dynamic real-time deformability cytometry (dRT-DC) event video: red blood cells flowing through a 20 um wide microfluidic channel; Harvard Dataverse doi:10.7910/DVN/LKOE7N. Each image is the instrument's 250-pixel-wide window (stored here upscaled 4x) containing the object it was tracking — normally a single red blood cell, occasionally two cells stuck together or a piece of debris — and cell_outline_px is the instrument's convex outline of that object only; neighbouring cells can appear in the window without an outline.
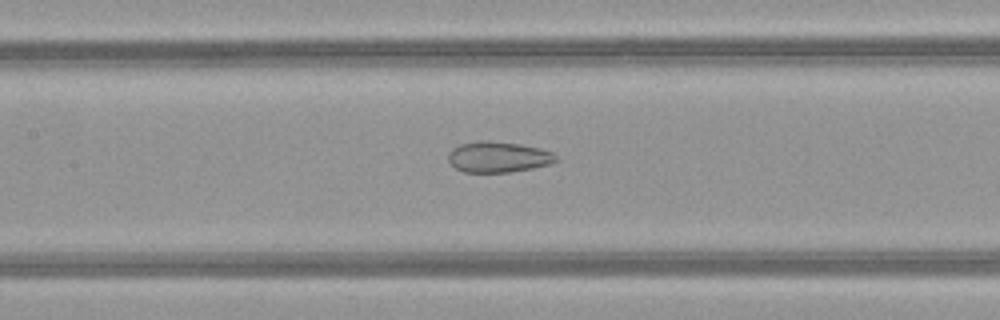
{"species": "common noctule bat (a hibernating species)", "species_latin": "Nyctalus noctula", "temperature_condition": "warm", "stored_images_in_passage": 51, "camera_frame_rate_fps": 3000, "um_per_image_px": 0.085, "animal": {"sex": "female", "body_mass_g": 21.9}, "frame": {"image": 1, "passage_image": 24, "time_ms": 7.667, "image_size_px": [1000, 320], "cell_outline_px": [[556, 160], [548, 164], [532, 168], [508, 172], [464, 172], [456, 168], [448, 160], [448, 152], [452, 148], [460, 144], [480, 140], [488, 140], [520, 144], [540, 148], [552, 152], [556, 156]], "centroid_in_image_um": [42.31, 13.33], "position_along_channel_um": 165.1, "area_um2": 19.25}}
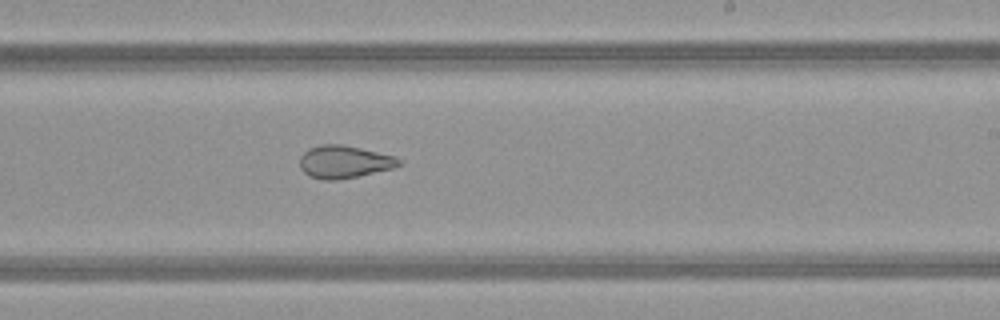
{"frame": {"image": 2, "passage_image": 31, "time_ms": 10.0, "image_size_px": [1000, 320], "cell_outline_px": [[404, 164], [392, 168], [356, 176], [336, 180], [324, 180], [308, 176], [300, 168], [300, 156], [308, 148], [320, 144], [340, 144], [360, 148], [396, 156], [404, 160]], "centroid_in_image_um": [29.26, 13.75], "position_along_channel_um": 259.7, "area_um2": 18.96}}
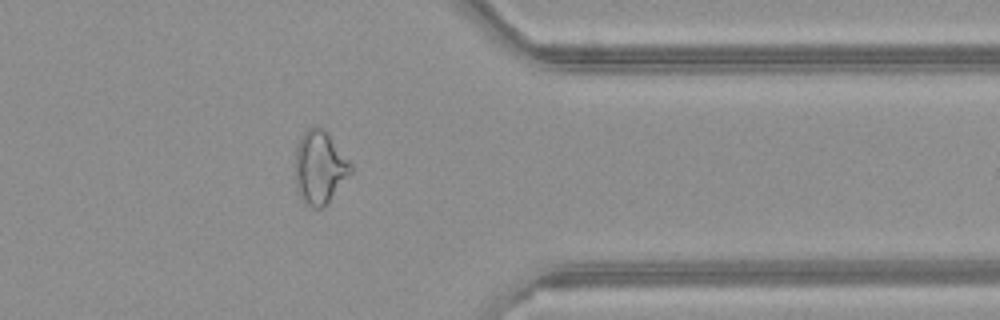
{"frame": {"image": 3, "passage_image": 41, "time_ms": 13.333, "image_size_px": [1000, 320], "cell_outline_px": [[352, 172], [328, 204], [320, 208], [312, 208], [300, 200], [296, 188], [296, 148], [300, 136], [308, 128], [324, 128], [328, 132], [352, 164]], "centroid_in_image_um": [27.18, 14.26], "position_along_channel_um": 384.2, "area_um2": 23.87}, "authors_computed_cell_mechanics": {"area_um2": 24.7962, "velocity_mm_per_s": 4.0705, "shape_relaxation_time_tau1_ms": null, "shape_relaxation_time_tau2_ms": 2.339, "deformation_change_tau1": null, "deformation_change_tau2": 0.1043}}